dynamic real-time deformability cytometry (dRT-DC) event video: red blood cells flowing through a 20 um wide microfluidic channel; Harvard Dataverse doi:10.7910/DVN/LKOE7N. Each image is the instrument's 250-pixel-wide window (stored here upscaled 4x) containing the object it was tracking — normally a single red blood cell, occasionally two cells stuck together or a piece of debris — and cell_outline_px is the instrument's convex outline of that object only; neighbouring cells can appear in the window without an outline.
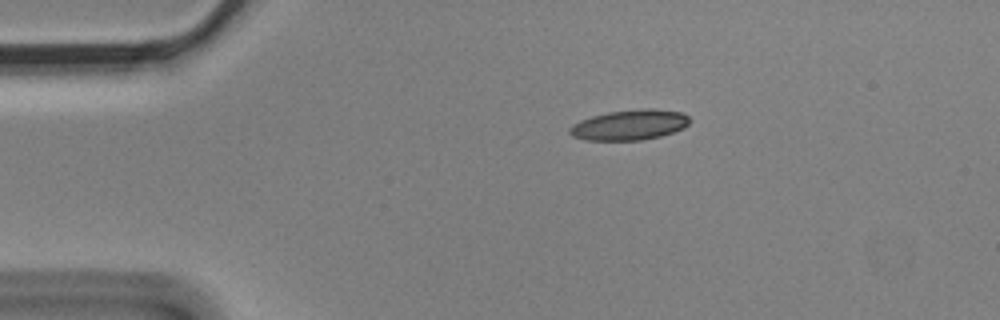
{"species": "Egyptian fruit bat (a non-hibernating species)", "species_latin": "Rousettus aegyptiacus", "temperature_condition": "cold", "stored_images_in_passage": 2, "camera_frame_rate_fps": 3000, "um_per_image_px": 0.085, "animal": {"sex": "male"}, "frame": {"image": 1, "passage_image": 1, "time_ms": 0.0, "image_size_px": [1000, 320], "cell_outline_px": [[688, 124], [684, 128], [660, 136], [640, 140], [584, 140], [572, 136], [568, 132], [568, 128], [572, 124], [580, 120], [592, 116], [608, 112], [644, 108], [652, 108], [680, 112], [688, 116]], "centroid_in_image_um": [53.46, 10.61], "position_along_channel_um": 31.5, "area_um2": 21.15}}